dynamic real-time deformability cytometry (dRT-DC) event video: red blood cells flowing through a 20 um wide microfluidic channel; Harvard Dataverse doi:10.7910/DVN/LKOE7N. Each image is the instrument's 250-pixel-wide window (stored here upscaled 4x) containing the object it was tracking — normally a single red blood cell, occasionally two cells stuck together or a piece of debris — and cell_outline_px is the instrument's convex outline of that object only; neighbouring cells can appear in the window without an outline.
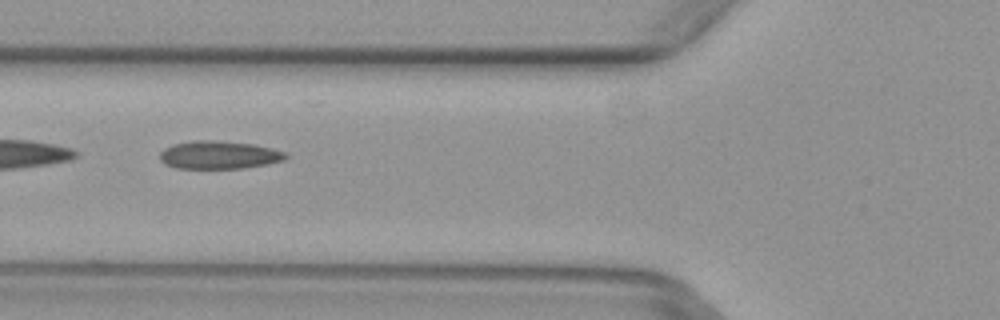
{"species": "common noctule bat (a hibernating species)", "species_latin": "Nyctalus noctula", "temperature_condition": "warm", "stored_images_in_passage": 6, "camera_frame_rate_fps": 3000, "um_per_image_px": 0.085, "animal": {"sex": "female", "body_mass_g": 29.2, "forearm_length_mm": 56.3}, "frame": {"image": 1, "passage_image": 6, "time_ms": 1.667, "image_size_px": [1000, 320], "cell_outline_px": [[288, 156], [284, 160], [268, 164], [244, 168], [176, 168], [164, 164], [160, 160], [160, 152], [164, 148], [172, 144], [192, 140], [216, 140], [252, 144], [272, 148], [288, 152]], "centroid_in_image_um": [18.62, 13.16], "position_along_channel_um": 107.2, "area_um2": 20.75}}